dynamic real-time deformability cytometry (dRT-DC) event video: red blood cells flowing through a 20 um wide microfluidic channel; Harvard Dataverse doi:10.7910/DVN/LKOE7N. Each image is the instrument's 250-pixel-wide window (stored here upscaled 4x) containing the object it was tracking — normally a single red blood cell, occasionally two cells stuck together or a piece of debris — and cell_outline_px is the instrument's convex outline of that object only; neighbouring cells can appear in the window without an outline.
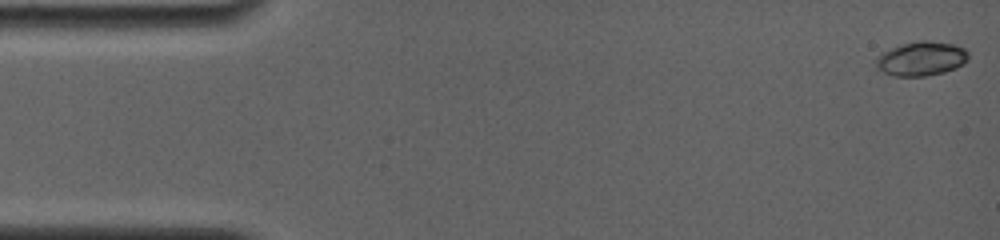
{"species": "common noctule bat (a hibernating species)", "species_latin": "Nyctalus noctula", "temperature_condition": "room temperature", "stored_images_in_passage": 81, "camera_frame_rate_fps": 4000, "um_per_image_px": 0.085, "animal": {"sex": "female", "body_mass_g": 19.0, "forearm_length_mm": 56.7}, "frame": {"image": 1, "passage_image": 1, "time_ms": 0.0, "image_size_px": [1000, 240], "cell_outline_px": [[968, 56], [960, 64], [944, 72], [924, 76], [892, 76], [876, 68], [876, 60], [884, 52], [892, 48], [904, 44], [920, 40], [928, 40], [952, 44], [964, 48], [968, 52]], "centroid_in_image_um": [78.28, 4.99], "position_along_channel_um": 6.7, "area_um2": 17.92}}
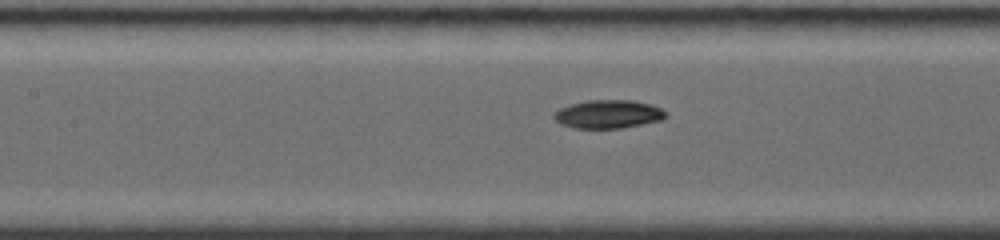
{"frame": {"image": 2, "passage_image": 30, "time_ms": 7.25, "image_size_px": [1000, 240], "cell_outline_px": [[668, 116], [660, 120], [620, 128], [576, 128], [560, 124], [552, 116], [560, 108], [572, 104], [588, 100], [632, 100], [648, 104], [660, 108]], "centroid_in_image_um": [51.67, 9.7], "position_along_channel_um": 155.7, "area_um2": 18.15}}
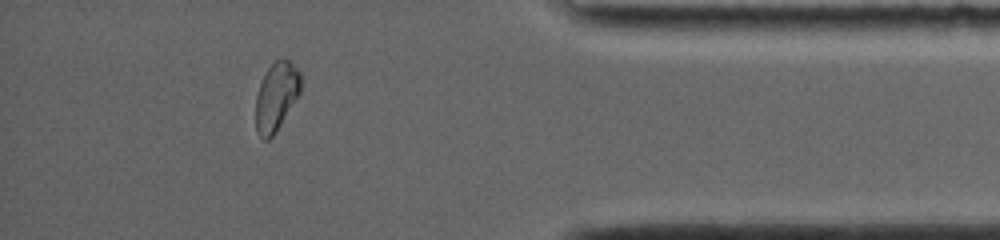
{"frame": {"image": 3, "passage_image": 66, "time_ms": 14.5, "image_size_px": [1000, 240], "cell_outline_px": [[300, 92], [276, 132], [268, 140], [264, 140], [256, 128], [256, 96], [260, 84], [268, 68], [276, 60], [284, 56], [300, 72]], "centroid_in_image_um": [23.48, 8.19], "position_along_channel_um": 411.7, "area_um2": 17.63}, "authors_computed_cell_mechanics": {"area_um2": 18.0336, "velocity_mm_per_s": 3.8247, "shape_relaxation_time_tau1_ms": 4.2655, "shape_relaxation_time_tau2_ms": null, "deformation_change_tau1": 0.1142, "deformation_change_tau2": null}}